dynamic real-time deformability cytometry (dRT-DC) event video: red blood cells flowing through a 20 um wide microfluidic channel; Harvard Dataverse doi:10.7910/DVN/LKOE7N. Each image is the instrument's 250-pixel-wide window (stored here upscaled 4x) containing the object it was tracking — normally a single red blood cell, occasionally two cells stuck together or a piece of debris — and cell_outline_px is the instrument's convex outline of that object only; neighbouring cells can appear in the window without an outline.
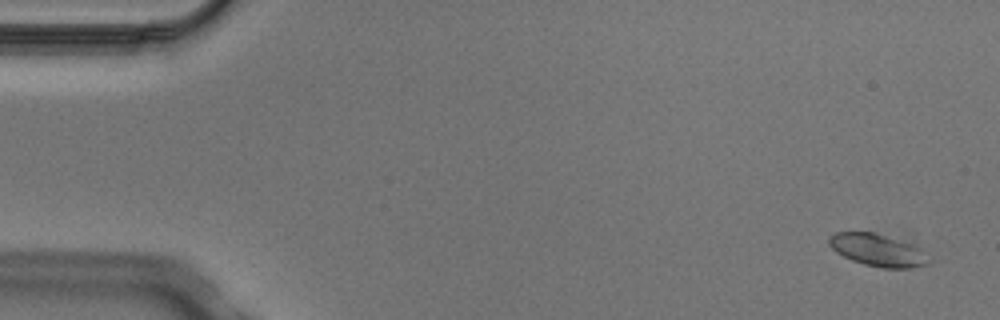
{"species": "Egyptian fruit bat (a non-hibernating species)", "species_latin": "Rousettus aegyptiacus", "temperature_condition": "cold", "stored_images_in_passage": 4, "camera_frame_rate_fps": 3000, "um_per_image_px": 0.085, "animal": {"sex": "male"}, "frame": {"image": 1, "passage_image": 1, "time_ms": 0.0, "image_size_px": [1000, 320], "cell_outline_px": [[936, 260], [928, 264], [908, 268], [884, 268], [864, 264], [852, 260], [836, 252], [828, 244], [828, 236], [836, 232], [872, 232], [912, 244], [928, 252]], "centroid_in_image_um": [74.68, 21.27], "position_along_channel_um": 10.3, "area_um2": 19.02}}